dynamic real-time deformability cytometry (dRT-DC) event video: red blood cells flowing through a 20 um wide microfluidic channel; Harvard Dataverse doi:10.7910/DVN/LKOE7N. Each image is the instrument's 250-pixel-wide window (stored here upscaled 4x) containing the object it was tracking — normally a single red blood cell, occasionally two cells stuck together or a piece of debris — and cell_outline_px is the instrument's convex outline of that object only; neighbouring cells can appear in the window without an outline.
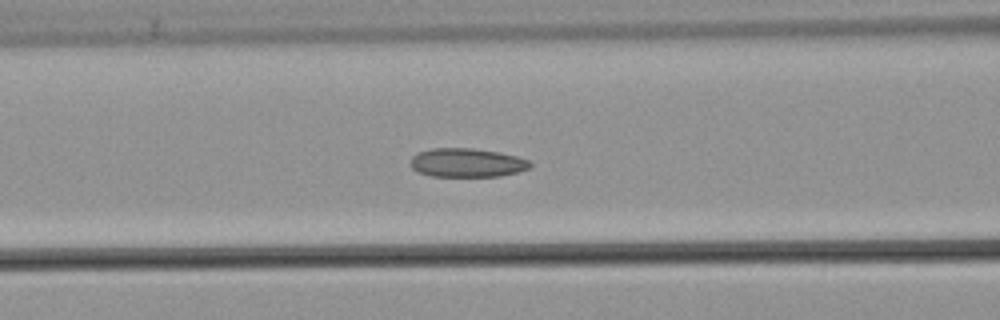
{"species": "common noctule bat (a hibernating species)", "species_latin": "Nyctalus noctula", "temperature_condition": "warm", "stored_images_in_passage": 32, "camera_frame_rate_fps": 3000, "um_per_image_px": 0.085, "animal": {"sex": "male", "body_mass_g": 21.5, "forearm_length_mm": 52.0}, "frame": {"image": 1, "passage_image": 5, "time_ms": 1.333, "image_size_px": [1000, 320], "cell_outline_px": [[532, 164], [528, 168], [520, 172], [500, 176], [432, 176], [420, 172], [412, 168], [412, 156], [416, 152], [432, 148], [472, 148], [496, 152], [516, 156], [528, 160]], "centroid_in_image_um": [39.69, 13.83], "position_along_channel_um": 126.9, "area_um2": 19.94}}
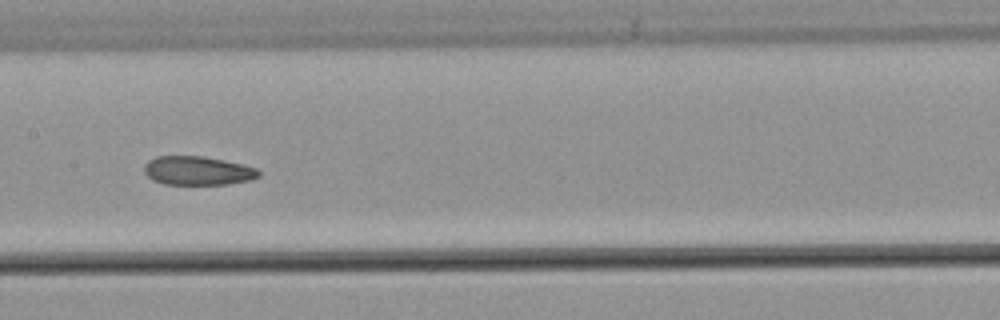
{"frame": {"image": 2, "passage_image": 10, "time_ms": 3.0, "image_size_px": [1000, 320], "cell_outline_px": [[260, 176], [248, 180], [228, 184], [164, 184], [152, 180], [144, 172], [144, 164], [148, 160], [156, 156], [200, 156], [224, 160], [244, 164], [256, 168], [260, 172]], "centroid_in_image_um": [16.78, 14.5], "position_along_channel_um": 190.6, "area_um2": 19.25}}